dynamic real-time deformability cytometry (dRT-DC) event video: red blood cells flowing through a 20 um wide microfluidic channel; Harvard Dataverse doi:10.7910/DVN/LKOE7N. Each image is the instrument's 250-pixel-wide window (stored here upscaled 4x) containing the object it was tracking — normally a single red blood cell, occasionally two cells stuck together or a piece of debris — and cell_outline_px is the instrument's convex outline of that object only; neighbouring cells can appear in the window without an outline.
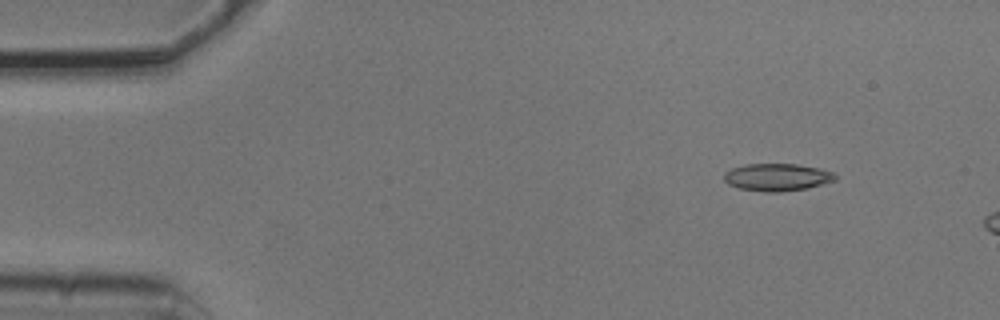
{"species": "common noctule bat (a hibernating species)", "species_latin": "Nyctalus noctula", "temperature_condition": "cold", "stored_images_in_passage": 4, "camera_frame_rate_fps": 3000, "um_per_image_px": 0.085, "animal": {"sex": "male", "body_mass_g": 20.5, "forearm_length_mm": 52.5}, "frame": {"image": 1, "passage_image": 2, "time_ms": 0.333, "image_size_px": [1000, 320], "cell_outline_px": [[836, 180], [808, 188], [780, 192], [764, 192], [740, 188], [728, 184], [724, 180], [724, 172], [732, 168], [748, 164], [796, 164], [820, 168], [832, 172], [836, 176]], "centroid_in_image_um": [66.05, 15.06], "position_along_channel_um": 18.9, "area_um2": 17.74}}